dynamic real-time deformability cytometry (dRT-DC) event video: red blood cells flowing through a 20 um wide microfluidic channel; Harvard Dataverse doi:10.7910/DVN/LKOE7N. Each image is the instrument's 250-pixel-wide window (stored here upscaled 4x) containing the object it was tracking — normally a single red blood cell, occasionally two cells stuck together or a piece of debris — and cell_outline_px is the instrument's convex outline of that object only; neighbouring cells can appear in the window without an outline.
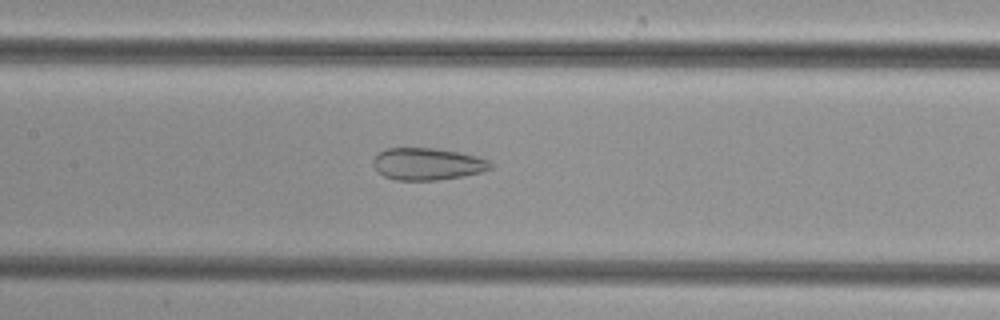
{"species": "common noctule bat (a hibernating species)", "species_latin": "Nyctalus noctula", "temperature_condition": "cold", "stored_images_in_passage": 36, "camera_frame_rate_fps": 3000, "um_per_image_px": 0.085, "animal": {"sex": "female", "body_mass_g": 29.2, "forearm_length_mm": 56.3}, "frame": {"image": 1, "passage_image": 13, "time_ms": 4.0, "image_size_px": [1000, 320], "cell_outline_px": [[492, 168], [480, 172], [464, 176], [436, 180], [396, 180], [384, 176], [372, 164], [372, 160], [384, 148], [436, 148], [460, 152], [476, 156], [488, 160], [492, 164]], "centroid_in_image_um": [36.33, 13.93], "position_along_channel_um": 171.1, "area_um2": 21.91}}
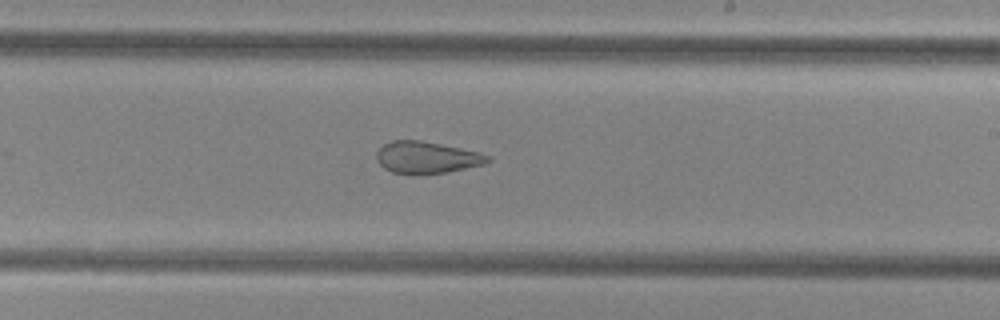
{"frame": {"image": 2, "passage_image": 19, "time_ms": 6.0, "image_size_px": [1000, 320], "cell_outline_px": [[492, 160], [484, 164], [448, 172], [392, 172], [384, 168], [376, 160], [376, 152], [384, 144], [392, 140], [420, 140], [480, 152], [488, 156]], "centroid_in_image_um": [36.27, 13.35], "position_along_channel_um": 252.7, "area_um2": 20.11}}
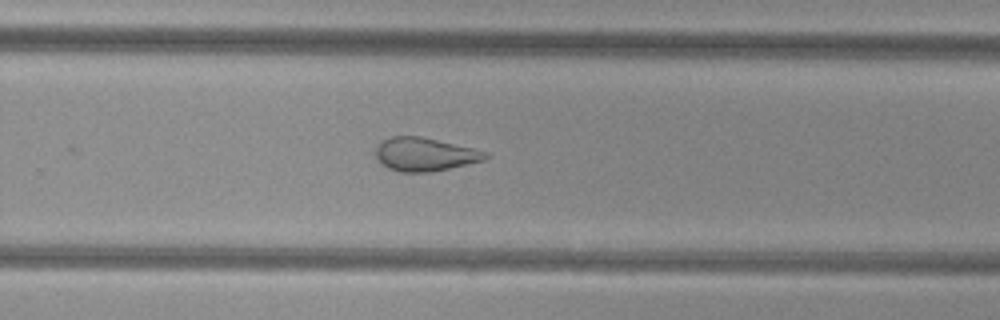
{"frame": {"image": 3, "passage_image": 22, "time_ms": 7.0, "image_size_px": [1000, 320], "cell_outline_px": [[488, 156], [484, 160], [432, 172], [400, 172], [388, 168], [380, 164], [376, 156], [376, 148], [380, 140], [392, 136], [420, 136], [472, 148], [484, 152]], "centroid_in_image_um": [36.03, 13.12], "position_along_channel_um": 293.8, "area_um2": 21.21}}